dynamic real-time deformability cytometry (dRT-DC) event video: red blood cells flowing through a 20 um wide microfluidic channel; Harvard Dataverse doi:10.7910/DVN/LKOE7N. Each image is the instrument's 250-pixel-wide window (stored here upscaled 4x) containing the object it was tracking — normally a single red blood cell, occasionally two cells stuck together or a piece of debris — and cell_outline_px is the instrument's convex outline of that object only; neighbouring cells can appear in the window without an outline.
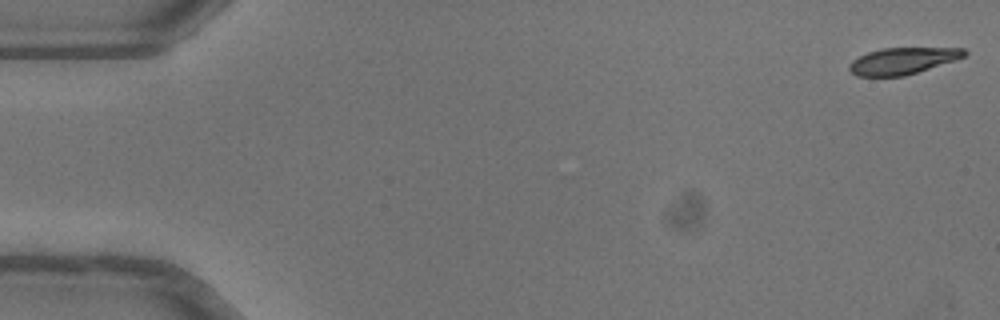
{"species": "common noctule bat (a hibernating species)", "species_latin": "Nyctalus noctula", "temperature_condition": "warm", "stored_images_in_passage": 51, "camera_frame_rate_fps": 3000, "um_per_image_px": 0.085, "animal": {"sex": "female"}, "frame": {"image": 1, "passage_image": 1, "time_ms": 0.0, "image_size_px": [1000, 320], "cell_outline_px": [[968, 52], [964, 56], [956, 60], [904, 76], [856, 76], [848, 68], [848, 64], [852, 60], [868, 52], [884, 48], [964, 48]], "centroid_in_image_um": [76.72, 5.17], "position_along_channel_um": 8.3, "area_um2": 17.74}}
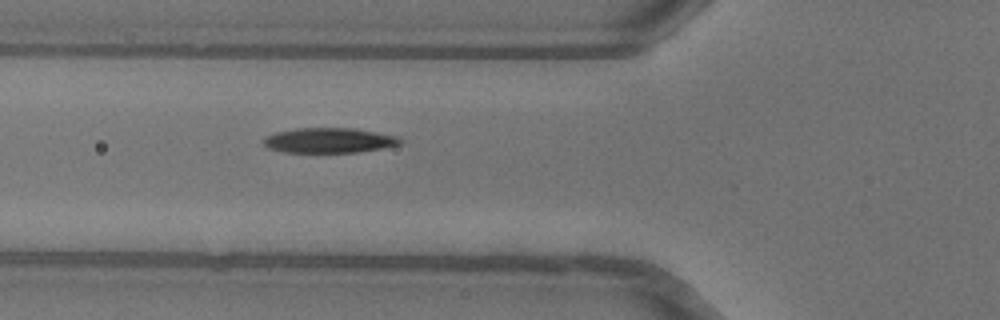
{"frame": {"image": 2, "passage_image": 19, "time_ms": 6.0, "image_size_px": [1000, 320], "cell_outline_px": [[404, 140], [400, 144], [384, 148], [356, 152], [284, 152], [268, 148], [264, 144], [264, 136], [276, 132], [292, 128], [356, 128], [400, 136]], "centroid_in_image_um": [28.01, 11.92], "position_along_channel_um": 97.8, "area_um2": 20.17}}
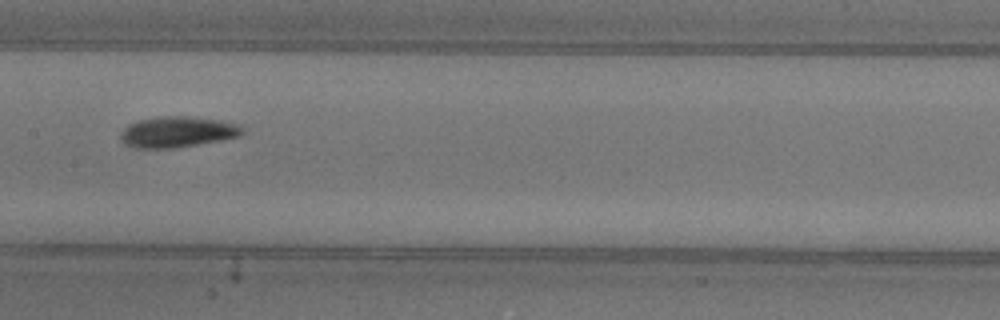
{"frame": {"image": 3, "passage_image": 26, "time_ms": 8.333, "image_size_px": [1000, 320], "cell_outline_px": [[244, 132], [240, 136], [220, 140], [172, 148], [136, 148], [124, 144], [120, 140], [120, 132], [128, 124], [140, 120], [160, 116], [188, 116], [216, 120], [240, 124], [244, 128]], "centroid_in_image_um": [15.06, 11.21], "position_along_channel_um": 192.3, "area_um2": 21.85}, "authors_computed_cell_mechanics": {"area_um2": 20.1722, "velocity_mm_per_s": 4.0239, "shape_relaxation_time_tau1_ms": 4.805, "shape_relaxation_time_tau2_ms": 2.1351, "deformation_change_tau1": 0.1744, "deformation_change_tau2": 0.0692}}